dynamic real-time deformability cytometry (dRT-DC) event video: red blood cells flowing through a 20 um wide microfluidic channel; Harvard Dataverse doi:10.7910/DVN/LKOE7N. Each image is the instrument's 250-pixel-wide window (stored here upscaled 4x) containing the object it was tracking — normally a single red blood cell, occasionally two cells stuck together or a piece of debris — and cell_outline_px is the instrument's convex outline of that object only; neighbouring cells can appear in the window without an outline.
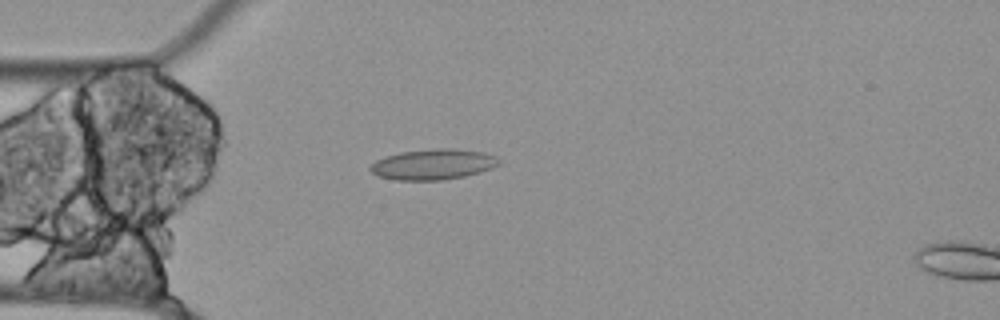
{"species": "Egyptian fruit bat (a non-hibernating species)", "species_latin": "Rousettus aegyptiacus", "temperature_condition": "cold", "stored_images_in_passage": 56, "camera_frame_rate_fps": 3000, "um_per_image_px": 0.085, "animal": {"sex": "female"}, "frame": {"image": 1, "passage_image": 15, "time_ms": 4.667, "image_size_px": [1000, 320], "cell_outline_px": [[504, 160], [500, 164], [492, 168], [480, 172], [464, 176], [444, 180], [396, 180], [380, 176], [372, 172], [368, 168], [376, 160], [384, 156], [400, 152], [436, 148], [452, 148], [484, 152], [496, 156]], "centroid_in_image_um": [36.86, 13.96], "position_along_channel_um": 48.1, "area_um2": 23.12}}
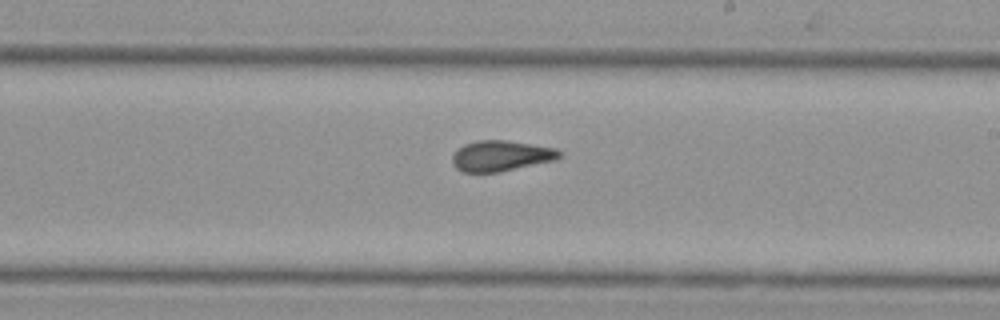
{"frame": {"image": 2, "passage_image": 32, "time_ms": 10.333, "image_size_px": [1000, 320], "cell_outline_px": [[560, 156], [556, 160], [500, 172], [464, 172], [456, 168], [452, 164], [452, 156], [464, 144], [476, 140], [504, 140], [556, 148], [560, 152]], "centroid_in_image_um": [42.57, 13.25], "position_along_channel_um": 246.4, "area_um2": 19.02}}
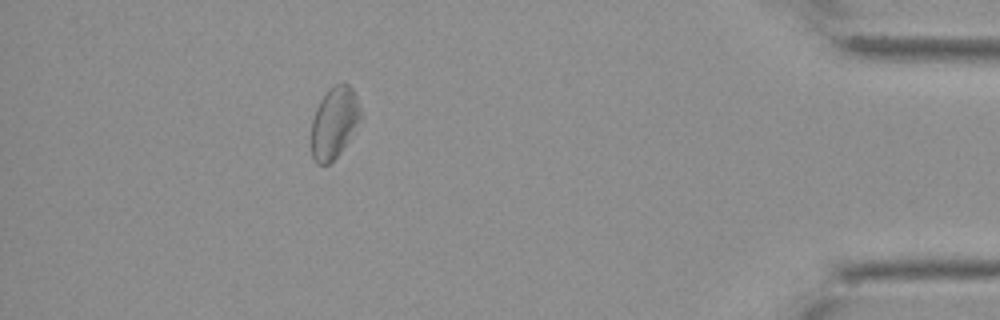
{"frame": {"image": 3, "passage_image": 50, "time_ms": 16.333, "image_size_px": [1000, 320], "cell_outline_px": [[364, 116], [340, 152], [328, 164], [316, 164], [312, 156], [312, 120], [316, 108], [320, 100], [328, 88], [336, 84], [348, 84], [352, 88], [356, 96]], "centroid_in_image_um": [28.43, 10.4], "position_along_channel_um": 406.8, "area_um2": 20.52}, "authors_computed_cell_mechanics": {"area_um2": 20.6057, "velocity_mm_per_s": 3.5076, "shape_relaxation_time_tau1_ms": null, "shape_relaxation_time_tau2_ms": 3.8755, "deformation_change_tau1": null, "deformation_change_tau2": 0.0957}}